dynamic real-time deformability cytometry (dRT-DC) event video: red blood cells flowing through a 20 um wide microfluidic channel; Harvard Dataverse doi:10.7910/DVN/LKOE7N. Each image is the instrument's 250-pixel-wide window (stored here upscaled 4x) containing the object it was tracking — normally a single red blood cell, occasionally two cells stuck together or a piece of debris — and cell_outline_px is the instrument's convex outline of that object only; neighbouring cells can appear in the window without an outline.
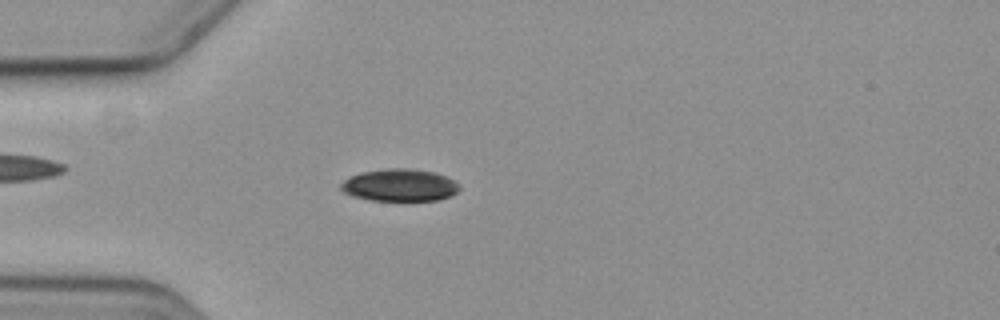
{"species": "common noctule bat (a hibernating species)", "species_latin": "Nyctalus noctula", "temperature_condition": "cold", "stored_images_in_passage": 4, "camera_frame_rate_fps": 3000, "um_per_image_px": 0.085, "animal": {"sex": "female", "body_mass_g": 19.3, "forearm_length_mm": 54.1}, "frame": {"image": 1, "passage_image": 4, "time_ms": 3.667, "image_size_px": [1000, 320], "cell_outline_px": [[460, 188], [452, 196], [440, 200], [368, 200], [352, 196], [344, 192], [340, 188], [340, 184], [344, 180], [360, 172], [388, 168], [412, 168], [436, 172], [448, 176], [460, 184]], "centroid_in_image_um": [34.01, 15.73], "position_along_channel_um": 51.0, "area_um2": 22.6}}